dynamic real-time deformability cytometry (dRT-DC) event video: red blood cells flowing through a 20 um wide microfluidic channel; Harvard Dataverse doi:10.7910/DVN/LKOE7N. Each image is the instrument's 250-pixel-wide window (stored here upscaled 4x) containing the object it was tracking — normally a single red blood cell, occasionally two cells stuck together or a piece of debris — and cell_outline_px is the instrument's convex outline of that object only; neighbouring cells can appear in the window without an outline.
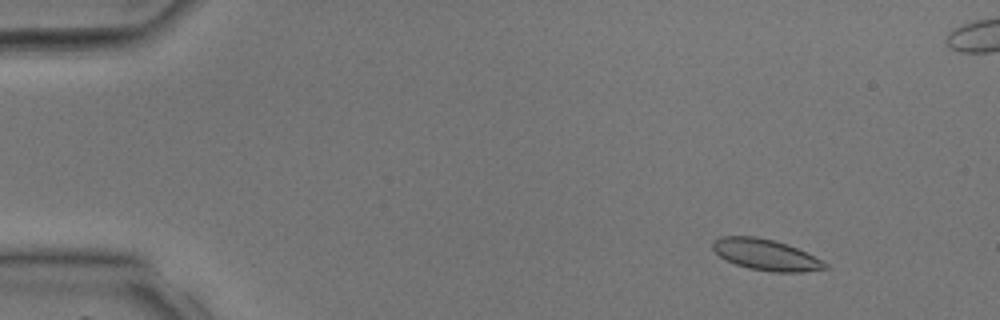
{"species": "common noctule bat (a hibernating species)", "species_latin": "Nyctalus noctula", "temperature_condition": "room temperature", "stored_images_in_passage": 13, "camera_frame_rate_fps": 3000, "um_per_image_px": 0.085, "animal": {"sex": "male", "body_mass_g": 17.9, "forearm_length_mm": 54.2}, "frame": {"image": 1, "passage_image": 5, "time_ms": 1.333, "image_size_px": [1000, 320], "cell_outline_px": [[828, 268], [800, 272], [772, 272], [748, 268], [736, 264], [720, 256], [712, 248], [712, 240], [720, 236], [756, 236], [776, 240], [788, 244], [828, 264]], "centroid_in_image_um": [65.05, 21.64], "position_along_channel_um": 19.9, "area_um2": 20.23}}